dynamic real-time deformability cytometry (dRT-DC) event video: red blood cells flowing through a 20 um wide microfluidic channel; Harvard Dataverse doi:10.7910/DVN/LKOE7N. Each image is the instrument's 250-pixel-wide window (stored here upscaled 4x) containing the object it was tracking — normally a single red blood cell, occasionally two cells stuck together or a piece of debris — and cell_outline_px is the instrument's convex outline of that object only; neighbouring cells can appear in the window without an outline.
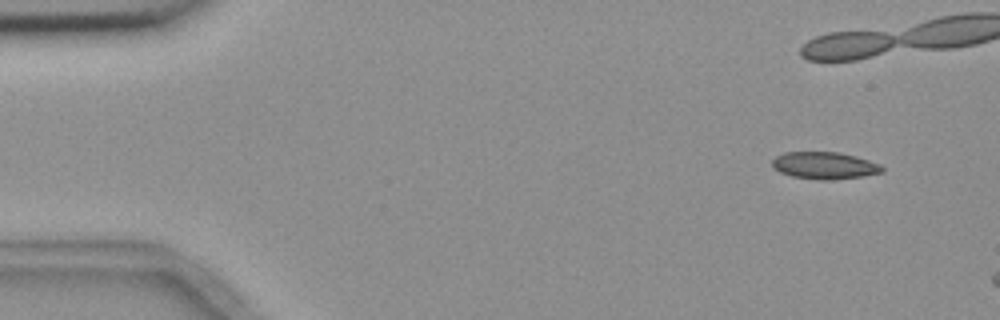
{"species": "common noctule bat (a hibernating species)", "species_latin": "Nyctalus noctula", "temperature_condition": "room temperature", "stored_images_in_passage": 2, "camera_frame_rate_fps": 3000, "um_per_image_px": 0.085, "animal": {"sex": "female", "body_mass_g": 18.4}, "frame": {"image": 1, "passage_image": 1, "time_ms": 0.0, "image_size_px": [1000, 320], "cell_outline_px": [[884, 172], [860, 176], [832, 180], [820, 180], [792, 176], [780, 172], [772, 168], [772, 160], [776, 156], [784, 152], [840, 152], [856, 156], [880, 164], [884, 168]], "centroid_in_image_um": [70.07, 14.06], "position_along_channel_um": 14.9, "area_um2": 17.4}}